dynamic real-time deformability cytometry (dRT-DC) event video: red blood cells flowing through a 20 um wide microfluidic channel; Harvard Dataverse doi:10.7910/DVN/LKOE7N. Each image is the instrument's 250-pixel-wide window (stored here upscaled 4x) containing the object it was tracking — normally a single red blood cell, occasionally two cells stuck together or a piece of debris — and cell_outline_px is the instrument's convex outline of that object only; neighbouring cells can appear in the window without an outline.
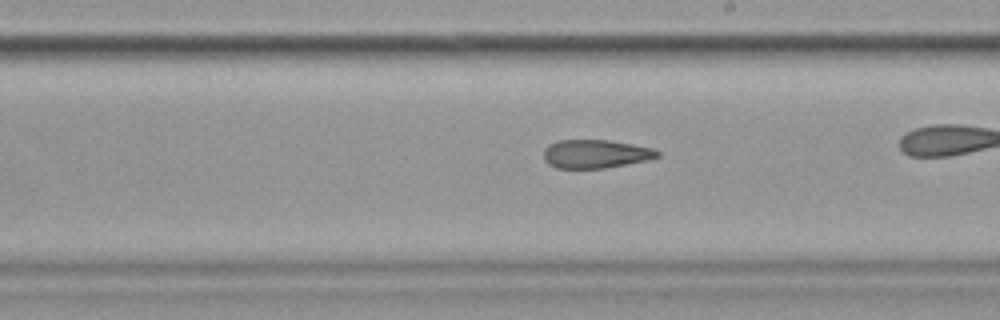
{"species": "common noctule bat (a hibernating species)", "species_latin": "Nyctalus noctula", "temperature_condition": "cold", "stored_images_in_passage": 44, "camera_frame_rate_fps": 3000, "um_per_image_px": 0.085, "animal": {"sex": "female", "body_mass_g": 19.9}, "frame": {"image": 1, "passage_image": 32, "time_ms": 10.333, "image_size_px": [1000, 320], "cell_outline_px": [[660, 156], [648, 160], [604, 168], [556, 168], [548, 164], [544, 160], [544, 148], [548, 144], [556, 140], [608, 140], [632, 144], [652, 148], [660, 152]], "centroid_in_image_um": [50.59, 13.08], "position_along_channel_um": 238.4, "area_um2": 18.96}}